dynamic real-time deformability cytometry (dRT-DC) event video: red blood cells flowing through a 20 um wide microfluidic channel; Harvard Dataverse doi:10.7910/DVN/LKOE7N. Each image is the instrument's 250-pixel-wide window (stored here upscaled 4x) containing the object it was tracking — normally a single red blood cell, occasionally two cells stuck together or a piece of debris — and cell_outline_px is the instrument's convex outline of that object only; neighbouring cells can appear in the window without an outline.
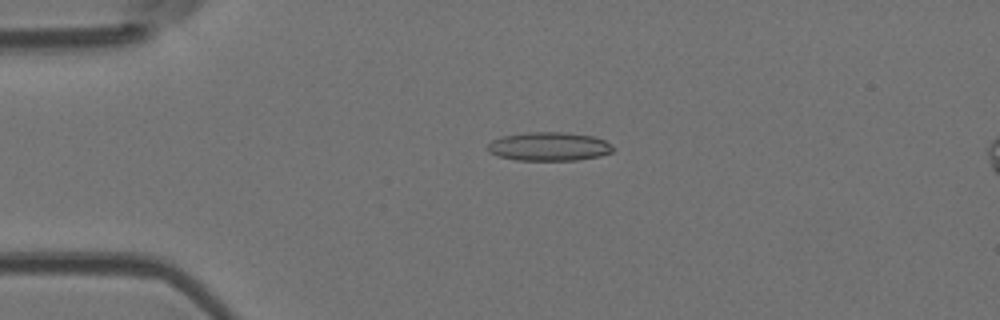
{"species": "Egyptian fruit bat (a non-hibernating species)", "species_latin": "Rousettus aegyptiacus", "temperature_condition": "room temperature", "stored_images_in_passage": 53, "camera_frame_rate_fps": 3000, "um_per_image_px": 0.085, "animal": {"sex": "female"}, "frame": {"image": 1, "passage_image": 12, "time_ms": 3.667, "image_size_px": [1000, 320], "cell_outline_px": [[612, 152], [600, 156], [580, 160], [516, 160], [496, 156], [488, 152], [488, 144], [492, 140], [504, 136], [528, 132], [560, 132], [592, 136], [604, 140], [612, 144]], "centroid_in_image_um": [46.65, 12.46], "position_along_channel_um": 38.3, "area_um2": 20.92}}
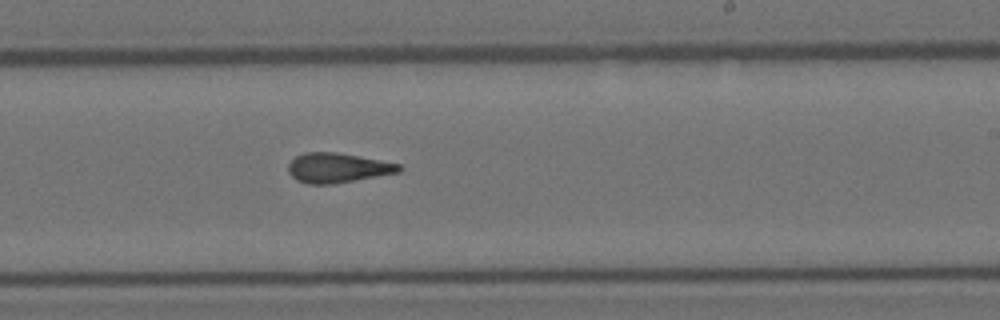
{"frame": {"image": 2, "passage_image": 32, "time_ms": 10.333, "image_size_px": [1000, 320], "cell_outline_px": [[404, 168], [400, 172], [336, 184], [308, 184], [296, 180], [288, 172], [288, 164], [296, 156], [304, 152], [336, 152], [380, 160], [400, 164]], "centroid_in_image_um": [28.7, 14.27], "position_along_channel_um": 260.3, "area_um2": 19.31}}
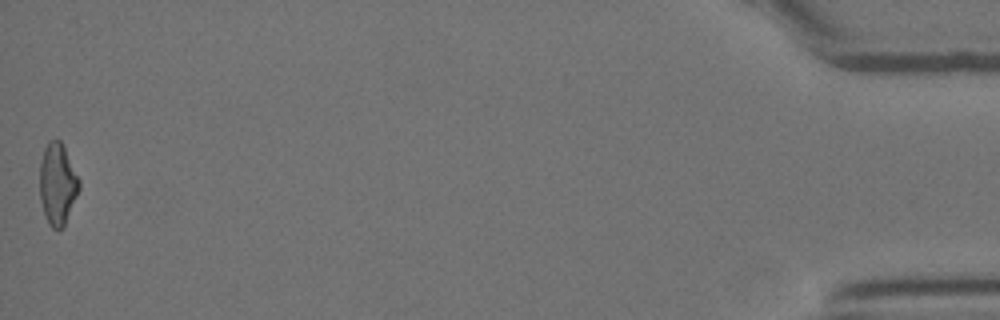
{"frame": {"image": 3, "passage_image": 53, "time_ms": 17.333, "image_size_px": [1000, 320], "cell_outline_px": [[80, 188], [64, 228], [60, 232], [52, 228], [48, 224], [44, 216], [40, 200], [40, 160], [44, 148], [48, 140], [60, 140], [80, 180]], "centroid_in_image_um": [4.88, 15.7], "position_along_channel_um": 430.3, "area_um2": 19.02}, "authors_computed_cell_mechanics": {"area_um2": 19.4786, "velocity_mm_per_s": 3.7997, "shape_relaxation_time_tau1_ms": null, "shape_relaxation_time_tau2_ms": 2.2409, "deformation_change_tau1": null, "deformation_change_tau2": 0.118}}